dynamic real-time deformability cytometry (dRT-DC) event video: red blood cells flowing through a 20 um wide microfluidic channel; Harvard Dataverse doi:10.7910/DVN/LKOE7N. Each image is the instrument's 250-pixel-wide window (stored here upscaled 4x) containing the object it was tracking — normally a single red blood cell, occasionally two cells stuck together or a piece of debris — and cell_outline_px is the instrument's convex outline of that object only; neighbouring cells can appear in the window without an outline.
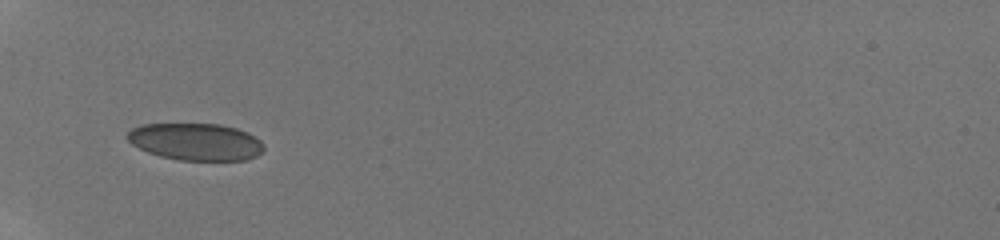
{"species": "human", "species_latin": "Homo sapiens", "temperature_condition": "room temperature", "stored_images_in_passage": 32, "camera_frame_rate_fps": 3000, "um_per_image_px": 0.085, "donor": {"sex": "male"}, "frame": {"image": 1, "passage_image": 1, "time_ms": 0.0, "image_size_px": [1000, 240], "cell_outline_px": [[264, 152], [256, 156], [244, 160], [180, 160], [160, 156], [148, 152], [132, 144], [124, 136], [132, 128], [144, 124], [220, 124], [236, 128], [248, 132], [260, 140], [264, 144]], "centroid_in_image_um": [16.65, 12.05], "position_along_channel_um": 68.3, "area_um2": 29.59}}
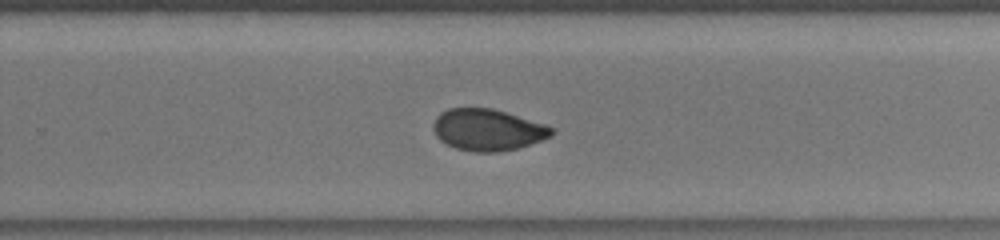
{"frame": {"image": 2, "passage_image": 19, "time_ms": 5.667, "image_size_px": [1000, 240], "cell_outline_px": [[552, 136], [520, 148], [496, 152], [472, 152], [456, 148], [444, 144], [436, 136], [432, 128], [432, 124], [436, 116], [440, 112], [448, 108], [492, 108], [508, 112], [544, 124], [552, 128]], "centroid_in_image_um": [41.41, 11.03], "position_along_channel_um": 288.4, "area_um2": 28.96}}
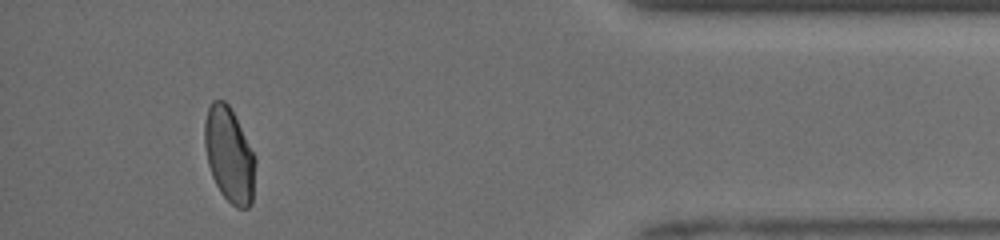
{"frame": {"image": 3, "passage_image": 29, "time_ms": 9.667, "image_size_px": [1000, 240], "cell_outline_px": [[256, 160], [252, 204], [248, 208], [236, 208], [220, 192], [212, 176], [208, 164], [204, 144], [204, 120], [208, 108], [212, 100], [224, 100], [228, 104], [256, 156]], "centroid_in_image_um": [19.49, 13.17], "position_along_channel_um": 415.7, "area_um2": 28.15}, "authors_computed_cell_mechanics": {"area_um2": 29.2757, "velocity_mm_per_s": 4.075, "shape_relaxation_time_tau1_ms": 6.2328, "shape_relaxation_time_tau2_ms": 1.1214, "deformation_change_tau1": 0.1235, "deformation_change_tau2": 0.0395}}